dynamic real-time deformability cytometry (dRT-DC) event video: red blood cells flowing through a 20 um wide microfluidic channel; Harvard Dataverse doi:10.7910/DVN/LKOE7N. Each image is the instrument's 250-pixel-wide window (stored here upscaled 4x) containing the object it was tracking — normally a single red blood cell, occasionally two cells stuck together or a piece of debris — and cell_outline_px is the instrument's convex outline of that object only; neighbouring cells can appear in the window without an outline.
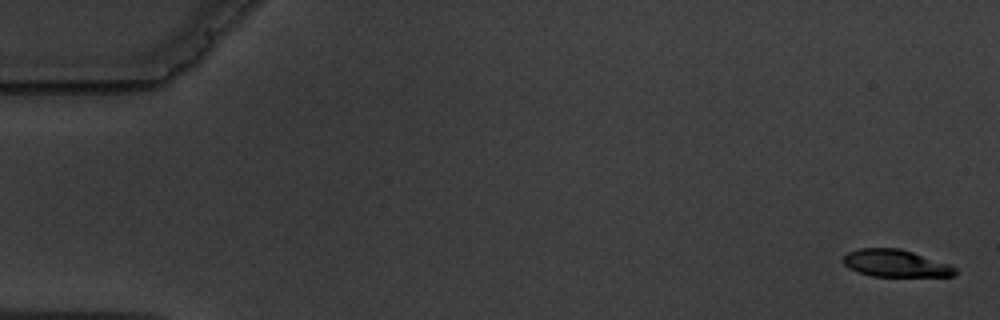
{"species": "common noctule bat (a hibernating species)", "species_latin": "Nyctalus noctula", "temperature_condition": "warm", "stored_images_in_passage": 5, "camera_frame_rate_fps": 3000, "um_per_image_px": 0.085, "animal": {"sex": "male", "body_mass_g": 19.5, "forearm_length_mm": 54.6}, "frame": {"image": 1, "passage_image": 1, "time_ms": 0.0, "image_size_px": [1000, 320], "cell_outline_px": [[956, 272], [952, 276], [872, 276], [848, 268], [840, 260], [848, 252], [860, 248], [900, 248], [948, 264], [956, 268]], "centroid_in_image_um": [76.07, 22.38], "position_along_channel_um": 8.9, "area_um2": 17.57}}
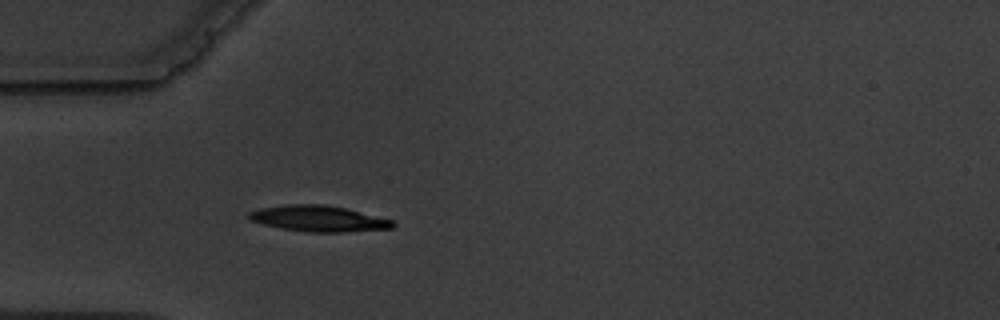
{"frame": {"image": 2, "passage_image": 5, "time_ms": 5.333, "image_size_px": [1000, 320], "cell_outline_px": [[396, 224], [392, 228], [340, 232], [308, 232], [280, 228], [248, 220], [248, 212], [260, 208], [284, 204], [324, 204], [348, 208], [392, 220]], "centroid_in_image_um": [27.05, 18.57], "position_along_channel_um": 58.0, "area_um2": 21.85}}